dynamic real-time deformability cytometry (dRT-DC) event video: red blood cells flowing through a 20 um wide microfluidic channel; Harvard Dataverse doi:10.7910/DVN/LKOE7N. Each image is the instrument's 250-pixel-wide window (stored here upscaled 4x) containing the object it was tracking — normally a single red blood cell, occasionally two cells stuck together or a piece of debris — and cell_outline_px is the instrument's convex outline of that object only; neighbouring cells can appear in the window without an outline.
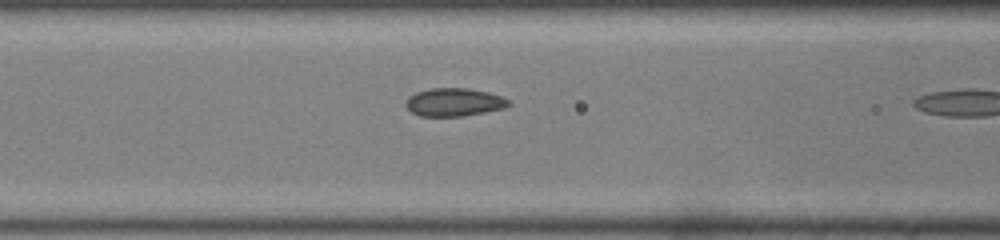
{"species": "common noctule bat (a hibernating species)", "species_latin": "Nyctalus noctula", "temperature_condition": "room temperature", "stored_images_in_passage": 11, "camera_frame_rate_fps": 3000, "um_per_image_px": 0.085, "animal": {"sex": "male", "body_mass_g": 19.0, "forearm_length_mm": 50.8}, "frame": {"image": 1, "passage_image": 10, "time_ms": 3.0, "image_size_px": [1000, 240], "cell_outline_px": [[512, 104], [504, 108], [464, 116], [420, 116], [412, 112], [404, 104], [408, 96], [416, 92], [428, 88], [468, 88], [488, 92], [500, 96], [508, 100]], "centroid_in_image_um": [38.57, 8.68], "position_along_channel_um": 128.0, "area_um2": 16.88}}